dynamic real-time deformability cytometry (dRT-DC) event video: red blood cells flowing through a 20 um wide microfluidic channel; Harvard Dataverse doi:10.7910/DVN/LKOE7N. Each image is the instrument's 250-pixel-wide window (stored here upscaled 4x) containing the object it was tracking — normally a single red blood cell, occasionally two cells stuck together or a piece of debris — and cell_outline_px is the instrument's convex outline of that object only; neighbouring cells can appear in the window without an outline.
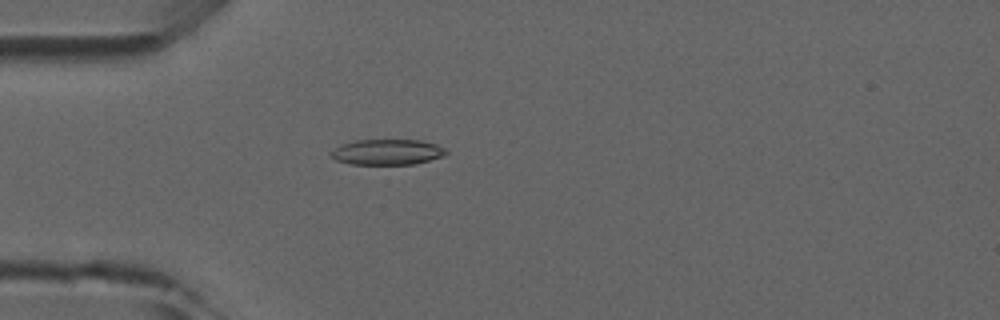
{"species": "common noctule bat (a hibernating species)", "species_latin": "Nyctalus noctula", "temperature_condition": "room temperature", "stored_images_in_passage": 4, "camera_frame_rate_fps": 3000, "um_per_image_px": 0.085, "animal": {"sex": "male", "forearm_length_mm": 52.5}, "frame": {"image": 1, "passage_image": 4, "time_ms": 4.0, "image_size_px": [1000, 320], "cell_outline_px": [[448, 152], [444, 156], [416, 164], [352, 164], [336, 160], [328, 152], [340, 144], [356, 140], [420, 140], [436, 144], [444, 148]], "centroid_in_image_um": [32.91, 12.92], "position_along_channel_um": 52.1, "area_um2": 17.22}}